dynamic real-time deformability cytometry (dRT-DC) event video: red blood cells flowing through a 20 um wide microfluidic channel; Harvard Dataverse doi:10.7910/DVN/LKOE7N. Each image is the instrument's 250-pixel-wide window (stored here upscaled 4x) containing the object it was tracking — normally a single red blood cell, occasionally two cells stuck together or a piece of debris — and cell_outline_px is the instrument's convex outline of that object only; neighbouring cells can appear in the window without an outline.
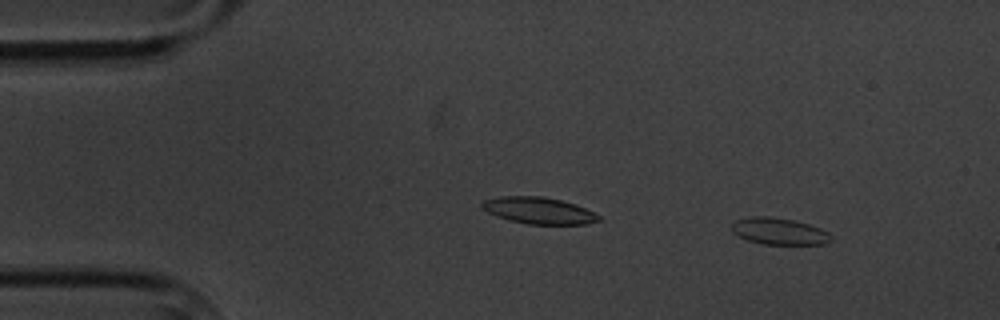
{"species": "common noctule bat (a hibernating species)", "species_latin": "Nyctalus noctula", "temperature_condition": "cold", "stored_images_in_passage": 4, "camera_frame_rate_fps": 3000, "um_per_image_px": 0.085, "animal": {"sex": "male", "body_mass_g": 20.1, "forearm_length_mm": 53.5}, "frame": {"image": 1, "passage_image": 1, "time_ms": 0.0, "image_size_px": [1000, 320], "cell_outline_px": [[832, 240], [824, 244], [764, 244], [748, 240], [732, 232], [732, 224], [736, 220], [752, 216], [768, 216], [796, 220], [820, 228], [828, 232], [832, 236]], "centroid_in_image_um": [66.24, 19.65], "position_along_channel_um": 18.8, "area_um2": 15.43}}